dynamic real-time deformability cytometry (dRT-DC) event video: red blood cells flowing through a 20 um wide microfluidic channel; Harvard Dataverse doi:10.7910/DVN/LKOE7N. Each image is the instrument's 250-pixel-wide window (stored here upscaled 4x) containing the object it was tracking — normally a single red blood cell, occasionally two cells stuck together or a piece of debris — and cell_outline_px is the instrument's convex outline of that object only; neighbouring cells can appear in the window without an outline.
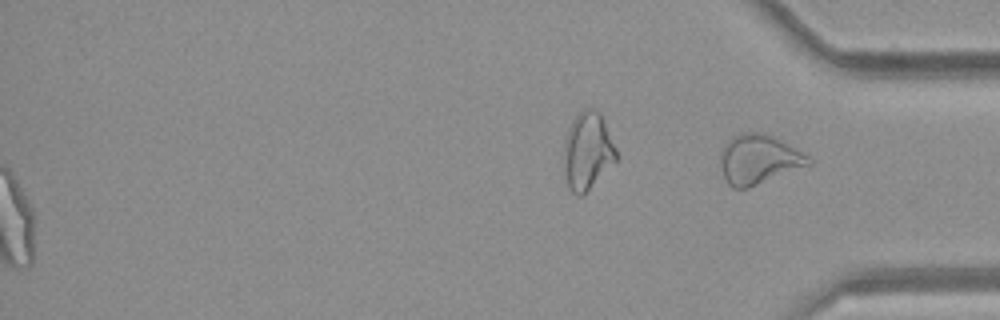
{"species": "common noctule bat (a hibernating species)", "species_latin": "Nyctalus noctula", "temperature_condition": "room temperature", "stored_images_in_passage": 37, "segment_of_instrument_passage": [2, 2], "camera_frame_rate_fps": 3000, "um_per_image_px": 0.085, "animal": {"sex": "female", "body_mass_g": 21.9}, "frame": {"image": 1, "passage_image": 37, "time_ms": 12.0, "image_size_px": [1000, 320], "cell_outline_px": [[812, 164], [748, 188], [732, 188], [724, 180], [720, 160], [720, 156], [728, 140], [732, 136], [740, 132], [764, 132], [796, 148], [808, 156], [812, 160]], "centroid_in_image_um": [64.48, 13.54], "position_along_channel_um": 370.7, "area_um2": 25.37}}